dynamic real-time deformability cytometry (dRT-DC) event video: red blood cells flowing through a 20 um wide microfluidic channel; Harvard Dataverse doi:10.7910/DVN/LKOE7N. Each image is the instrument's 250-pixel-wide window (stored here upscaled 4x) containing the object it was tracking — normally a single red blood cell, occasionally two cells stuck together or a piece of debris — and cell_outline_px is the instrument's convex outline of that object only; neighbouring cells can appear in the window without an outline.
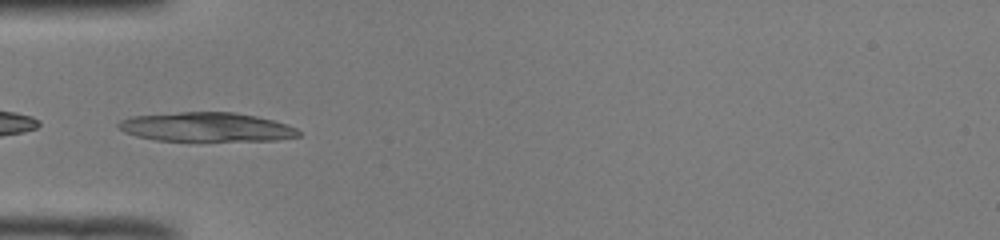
{"species": "common noctule bat (a hibernating species)", "species_latin": "Nyctalus noctula", "temperature_condition": "room temperature", "stored_images_in_passage": 51, "camera_frame_rate_fps": 3000, "um_per_image_px": 0.085, "animal": {"sex": "male", "body_mass_g": 19.0, "forearm_length_mm": 50.8}, "frame": {"image": 1, "passage_image": 17, "time_ms": 5.333, "image_size_px": [1000, 240], "cell_outline_px": [[300, 136], [276, 140], [156, 140], [136, 136], [124, 132], [116, 124], [120, 120], [132, 116], [180, 112], [232, 112], [256, 116], [288, 124], [296, 128], [300, 132]], "centroid_in_image_um": [17.54, 10.79], "position_along_channel_um": 67.5, "area_um2": 30.35}}
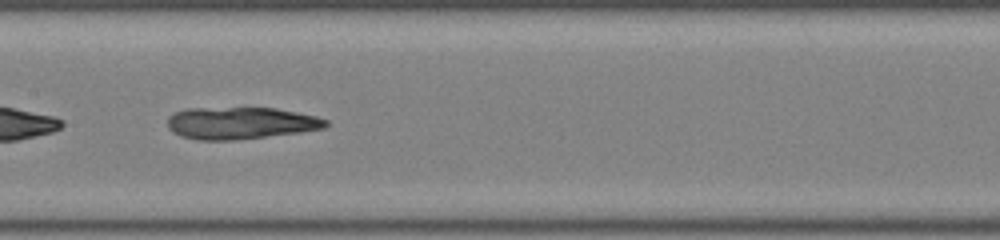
{"frame": {"image": 2, "passage_image": 26, "time_ms": 8.333, "image_size_px": [1000, 240], "cell_outline_px": [[328, 124], [324, 128], [300, 132], [236, 140], [196, 140], [180, 136], [172, 132], [168, 128], [168, 116], [176, 112], [188, 108], [276, 108], [316, 116], [328, 120]], "centroid_in_image_um": [20.43, 10.46], "position_along_channel_um": 187.0, "area_um2": 29.59}}
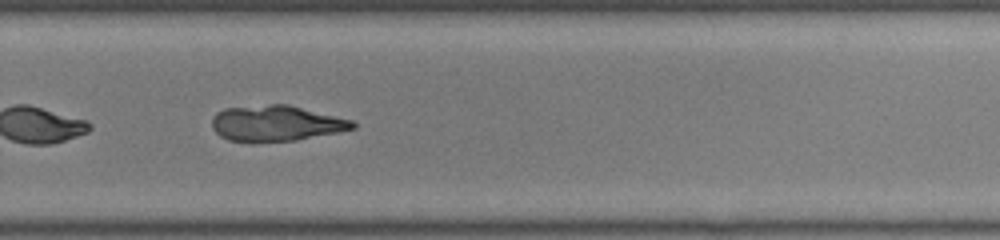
{"frame": {"image": 3, "passage_image": 35, "time_ms": 11.333, "image_size_px": [1000, 240], "cell_outline_px": [[356, 128], [340, 132], [296, 140], [228, 140], [220, 136], [212, 128], [212, 116], [216, 112], [224, 108], [268, 104], [288, 104], [352, 120], [356, 124]], "centroid_in_image_um": [23.48, 10.45], "position_along_channel_um": 306.3, "area_um2": 28.96}, "authors_computed_cell_mechanics": {"area_um2": 29.9404, "velocity_mm_per_s": 3.9993, "shape_relaxation_time_tau1_ms": 7.3165, "shape_relaxation_time_tau2_ms": 2.8993, "deformation_change_tau1": 0.2783, "deformation_change_tau2": 0.0709}}